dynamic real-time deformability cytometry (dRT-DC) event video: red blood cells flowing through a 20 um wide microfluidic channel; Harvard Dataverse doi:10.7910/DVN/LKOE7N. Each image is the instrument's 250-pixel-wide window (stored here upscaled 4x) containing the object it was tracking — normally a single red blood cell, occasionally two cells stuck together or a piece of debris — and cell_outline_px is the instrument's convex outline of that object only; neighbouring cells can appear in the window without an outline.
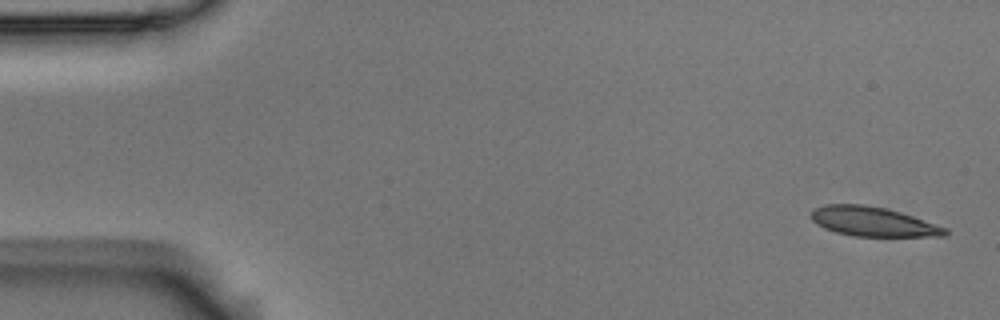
{"species": "Egyptian fruit bat (a non-hibernating species)", "species_latin": "Rousettus aegyptiacus", "temperature_condition": "room temperature", "stored_images_in_passage": 5, "segment_of_instrument_passage": [2, 2], "camera_frame_rate_fps": 3000, "um_per_image_px": 0.085, "animal": {"sex": "male"}, "frame": {"image": 1, "passage_image": 5, "time_ms": 1.333, "image_size_px": [1000, 320], "cell_outline_px": [[948, 232], [944, 236], [852, 236], [836, 232], [824, 228], [816, 224], [812, 220], [808, 212], [812, 208], [828, 204], [864, 204], [884, 208], [900, 212], [948, 228]], "centroid_in_image_um": [74.14, 18.83], "position_along_channel_um": 10.9, "area_um2": 23.06}}